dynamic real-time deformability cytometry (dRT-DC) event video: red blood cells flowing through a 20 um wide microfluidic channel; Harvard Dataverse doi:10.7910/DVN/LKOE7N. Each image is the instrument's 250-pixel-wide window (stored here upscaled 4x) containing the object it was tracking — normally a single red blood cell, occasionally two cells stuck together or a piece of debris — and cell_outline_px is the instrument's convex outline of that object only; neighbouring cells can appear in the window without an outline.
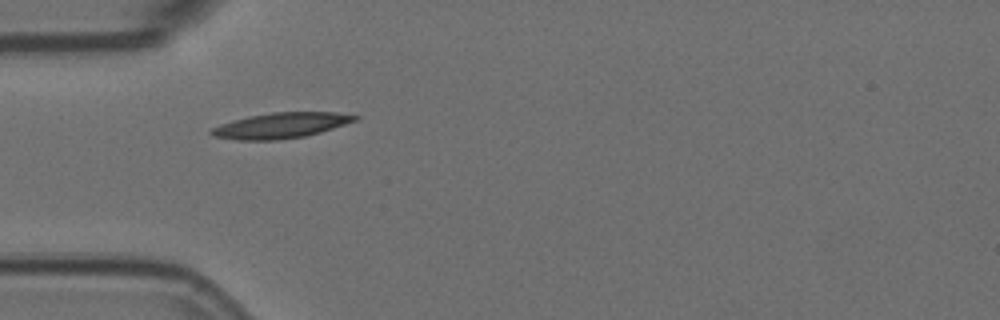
{"species": "Egyptian fruit bat (a non-hibernating species)", "species_latin": "Rousettus aegyptiacus", "temperature_condition": "room temperature", "stored_images_in_passage": 4, "camera_frame_rate_fps": 3000, "um_per_image_px": 0.085, "animal": {"sex": "female"}, "frame": {"image": 1, "passage_image": 1, "time_ms": 0.0, "image_size_px": [1000, 320], "cell_outline_px": [[360, 116], [356, 120], [320, 132], [304, 136], [276, 140], [236, 140], [212, 136], [208, 132], [212, 128], [220, 124], [232, 120], [248, 116], [272, 112], [336, 112]], "centroid_in_image_um": [23.82, 10.66], "position_along_channel_um": 61.2, "area_um2": 21.27}}
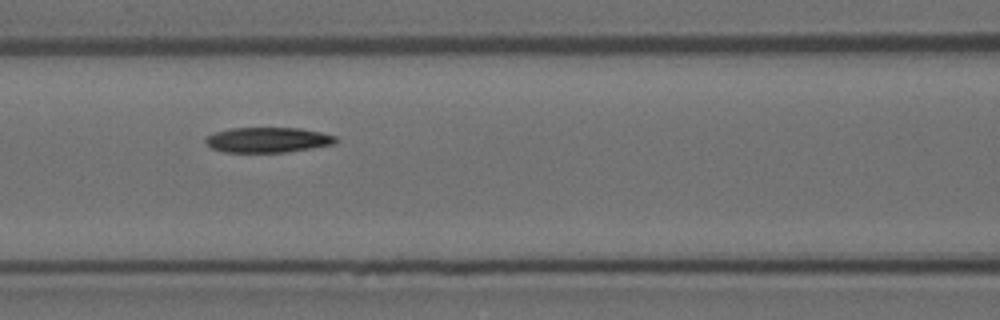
{"frame": {"image": 2, "passage_image": 3, "time_ms": 0.667, "image_size_px": [1000, 320], "cell_outline_px": [[340, 140], [332, 144], [312, 148], [284, 152], [224, 152], [212, 148], [204, 140], [208, 136], [216, 132], [228, 128], [300, 128], [320, 132], [336, 136]], "centroid_in_image_um": [22.78, 11.89], "position_along_channel_um": 143.8, "area_um2": 19.02}}
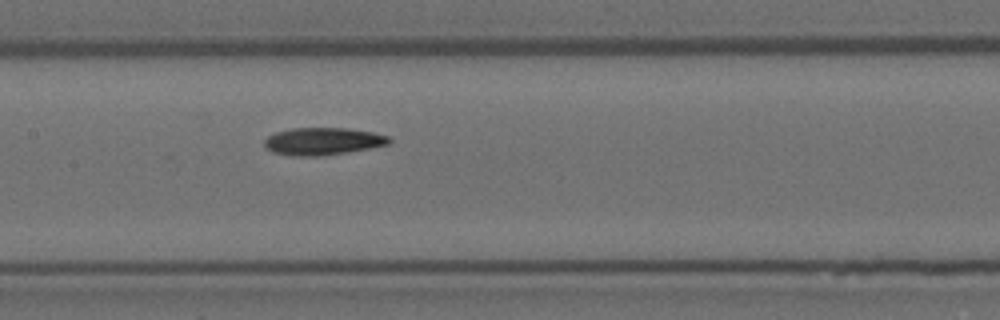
{"frame": {"image": 3, "passage_image": 4, "time_ms": 1.0, "image_size_px": [1000, 320], "cell_outline_px": [[392, 140], [388, 144], [368, 148], [320, 156], [292, 156], [272, 152], [264, 148], [264, 140], [268, 136], [276, 132], [292, 128], [348, 128], [372, 132], [388, 136]], "centroid_in_image_um": [27.39, 12.01], "position_along_channel_um": 180.0, "area_um2": 19.83}}